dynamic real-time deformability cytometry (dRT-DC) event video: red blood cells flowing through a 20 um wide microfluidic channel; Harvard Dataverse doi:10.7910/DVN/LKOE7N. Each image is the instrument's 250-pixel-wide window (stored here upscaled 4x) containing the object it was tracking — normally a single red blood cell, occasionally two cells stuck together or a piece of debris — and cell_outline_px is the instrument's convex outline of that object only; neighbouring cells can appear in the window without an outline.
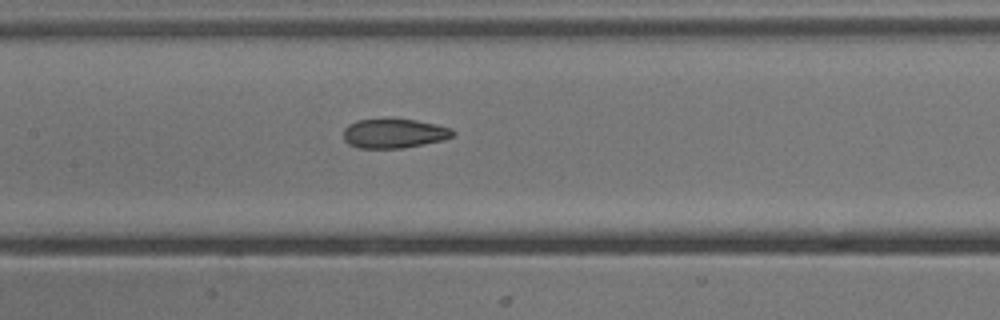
{"species": "common noctule bat (a hibernating species)", "species_latin": "Nyctalus noctula", "temperature_condition": "cold", "stored_images_in_passage": 5, "camera_frame_rate_fps": 3000, "um_per_image_px": 0.085, "animal": {"sex": "male", "body_mass_g": 13.3}, "frame": {"image": 1, "passage_image": 5, "time_ms": 4.667, "image_size_px": [1000, 320], "cell_outline_px": [[456, 136], [444, 140], [404, 148], [360, 148], [348, 144], [344, 140], [344, 128], [348, 124], [356, 120], [388, 116], [392, 116], [416, 120], [436, 124], [452, 128], [456, 132]], "centroid_in_image_um": [33.51, 11.29], "position_along_channel_um": 173.9, "area_um2": 19.65}}